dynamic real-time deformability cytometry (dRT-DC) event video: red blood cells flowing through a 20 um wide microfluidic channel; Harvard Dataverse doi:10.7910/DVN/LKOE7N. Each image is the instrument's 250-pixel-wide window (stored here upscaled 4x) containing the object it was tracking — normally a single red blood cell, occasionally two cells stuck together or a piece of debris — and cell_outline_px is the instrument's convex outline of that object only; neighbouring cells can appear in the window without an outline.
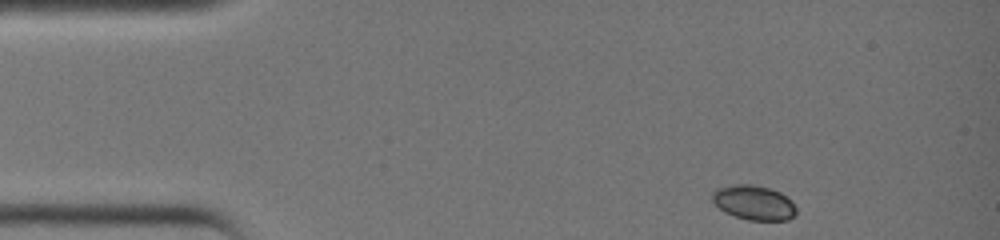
{"species": "common noctule bat (a hibernating species)", "species_latin": "Nyctalus noctula", "temperature_condition": "warm", "stored_images_in_passage": 32, "camera_frame_rate_fps": 3000, "um_per_image_px": 0.085, "animal": {"sex": "female", "body_mass_g": 19.0, "forearm_length_mm": 51.5}, "frame": {"image": 1, "passage_image": 1, "time_ms": 0.0, "image_size_px": [1000, 240], "cell_outline_px": [[796, 212], [788, 220], [748, 220], [724, 212], [712, 200], [712, 192], [716, 188], [732, 184], [752, 184], [768, 188], [780, 192], [788, 196], [792, 200], [796, 208]], "centroid_in_image_um": [64.08, 17.21], "position_along_channel_um": 20.9, "area_um2": 16.99}}
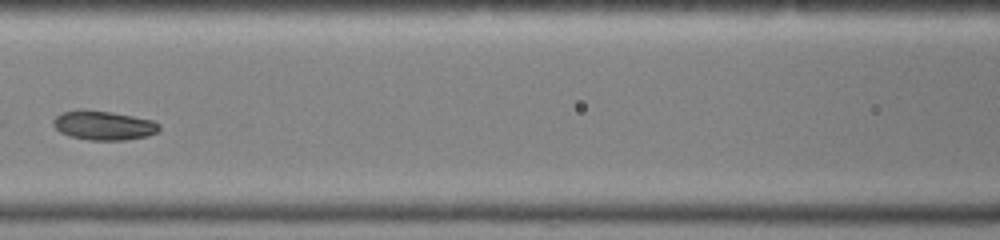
{"frame": {"image": 2, "passage_image": 14, "time_ms": 4.333, "image_size_px": [1000, 240], "cell_outline_px": [[160, 128], [156, 132], [148, 136], [124, 140], [88, 140], [68, 136], [60, 132], [52, 124], [52, 120], [56, 116], [64, 112], [80, 108], [84, 108], [112, 112], [152, 120], [160, 124]], "centroid_in_image_um": [8.77, 10.65], "position_along_channel_um": 157.8, "area_um2": 18.26}}
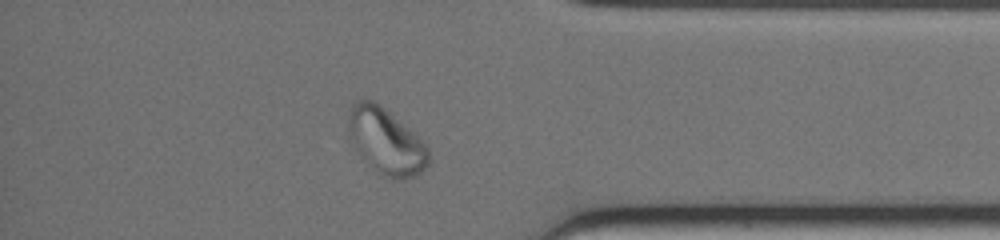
{"frame": {"image": 3, "passage_image": 29, "time_ms": 9.333, "image_size_px": [1000, 240], "cell_outline_px": [[428, 164], [416, 176], [404, 180], [396, 180], [384, 176], [368, 160], [348, 136], [348, 120], [352, 104], [356, 100], [376, 100], [428, 144]], "centroid_in_image_um": [32.86, 11.97], "position_along_channel_um": 402.3, "area_um2": 30.35}}